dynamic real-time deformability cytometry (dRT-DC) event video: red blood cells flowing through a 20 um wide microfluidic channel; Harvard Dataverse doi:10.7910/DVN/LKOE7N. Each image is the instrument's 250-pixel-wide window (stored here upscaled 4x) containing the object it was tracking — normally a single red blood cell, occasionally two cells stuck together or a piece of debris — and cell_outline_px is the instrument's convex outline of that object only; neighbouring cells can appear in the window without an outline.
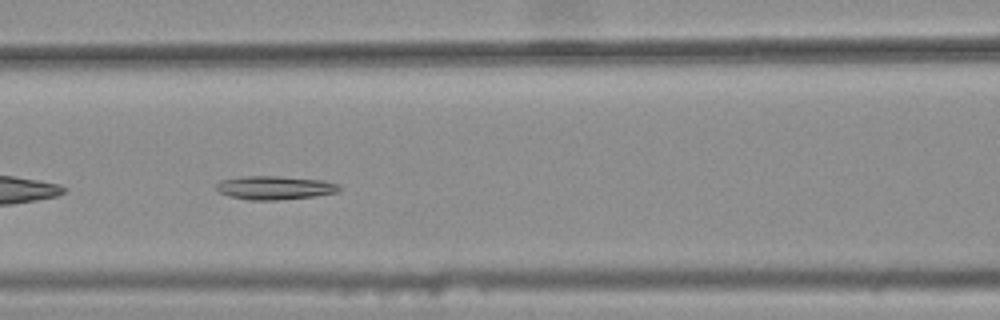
{"species": "common noctule bat (a hibernating species)", "species_latin": "Nyctalus noctula", "temperature_condition": "warm", "stored_images_in_passage": 27, "camera_frame_rate_fps": 3000, "um_per_image_px": 0.085, "animal": {"sex": "female", "body_mass_g": 25.1}, "frame": {"image": 1, "passage_image": 8, "time_ms": 2.333, "image_size_px": [1000, 320], "cell_outline_px": [[340, 188], [336, 192], [316, 196], [276, 200], [248, 200], [228, 196], [220, 192], [216, 188], [216, 184], [220, 180], [244, 176], [280, 176], [324, 180], [340, 184]], "centroid_in_image_um": [23.35, 15.95], "position_along_channel_um": 143.2, "area_um2": 16.99}}
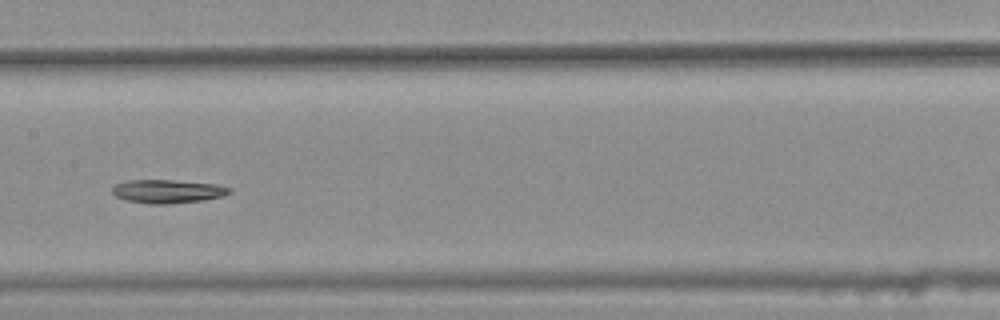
{"frame": {"image": 2, "passage_image": 12, "time_ms": 3.667, "image_size_px": [1000, 320], "cell_outline_px": [[232, 192], [224, 196], [200, 200], [164, 204], [148, 204], [128, 200], [116, 196], [112, 192], [112, 188], [116, 184], [124, 180], [172, 180], [216, 184], [232, 188]], "centroid_in_image_um": [14.25, 16.25], "position_along_channel_um": 193.1, "area_um2": 15.95}}